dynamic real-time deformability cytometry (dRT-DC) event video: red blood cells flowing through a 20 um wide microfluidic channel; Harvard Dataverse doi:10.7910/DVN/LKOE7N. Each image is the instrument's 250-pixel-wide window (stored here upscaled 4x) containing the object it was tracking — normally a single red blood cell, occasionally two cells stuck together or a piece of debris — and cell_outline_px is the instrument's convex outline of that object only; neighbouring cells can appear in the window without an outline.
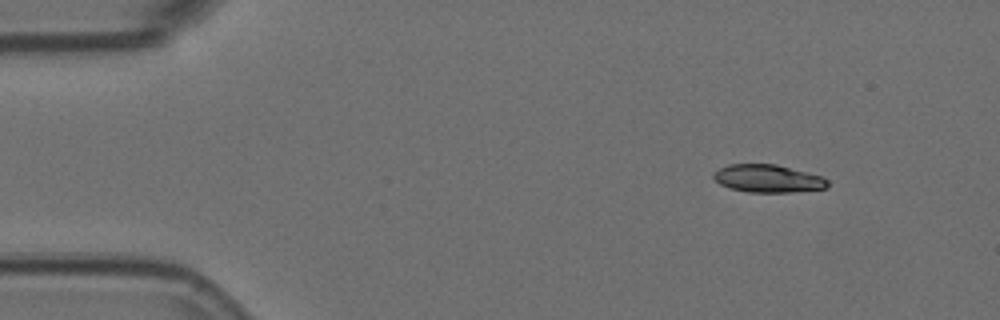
{"species": "Egyptian fruit bat (a non-hibernating species)", "species_latin": "Rousettus aegyptiacus", "temperature_condition": "room temperature", "stored_images_in_passage": 3, "camera_frame_rate_fps": 3000, "um_per_image_px": 0.085, "animal": {"sex": "female"}, "frame": {"image": 1, "passage_image": 1, "time_ms": 0.0, "image_size_px": [1000, 320], "cell_outline_px": [[828, 188], [792, 192], [748, 192], [728, 188], [720, 184], [712, 176], [712, 172], [728, 164], [776, 164], [820, 176], [828, 180]], "centroid_in_image_um": [65.23, 15.18], "position_along_channel_um": 19.8, "area_um2": 18.44}}
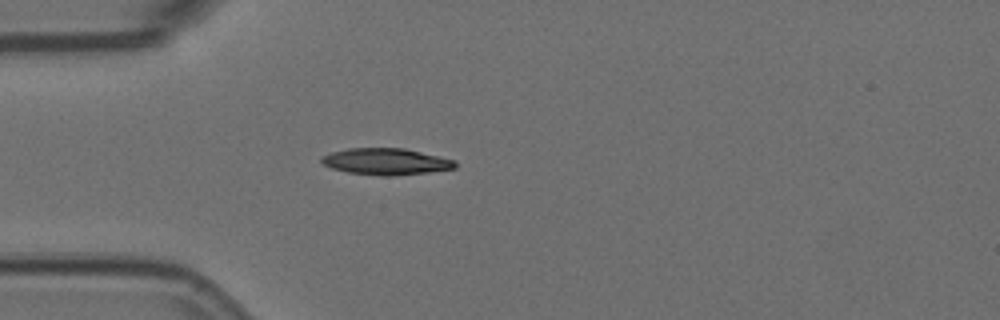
{"frame": {"image": 2, "passage_image": 3, "time_ms": 0.667, "image_size_px": [1000, 320], "cell_outline_px": [[456, 168], [428, 172], [388, 176], [348, 172], [332, 168], [324, 164], [320, 160], [320, 156], [332, 152], [348, 148], [404, 148], [456, 160]], "centroid_in_image_um": [32.81, 13.72], "position_along_channel_um": 52.2, "area_um2": 20.46}}